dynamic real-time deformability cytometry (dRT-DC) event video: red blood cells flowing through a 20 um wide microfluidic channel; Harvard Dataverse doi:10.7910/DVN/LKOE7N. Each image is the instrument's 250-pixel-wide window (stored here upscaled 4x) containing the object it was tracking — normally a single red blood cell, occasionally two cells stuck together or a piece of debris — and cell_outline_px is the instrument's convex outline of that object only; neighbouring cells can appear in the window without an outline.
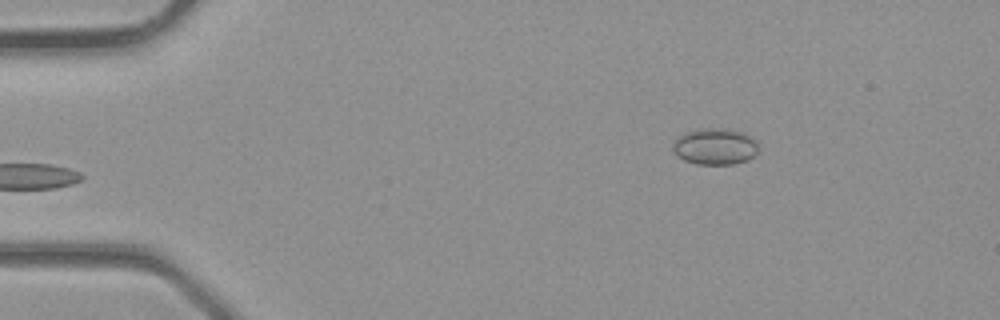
{"species": "common noctule bat (a hibernating species)", "species_latin": "Nyctalus noctula", "temperature_condition": "room temperature", "stored_images_in_passage": 3, "camera_frame_rate_fps": 3000, "um_per_image_px": 0.085, "animal": {"sex": "male", "body_mass_g": 23.1, "forearm_length_mm": 52.7}, "frame": {"image": 1, "passage_image": 3, "time_ms": 0.667, "image_size_px": [1000, 320], "cell_outline_px": [[756, 152], [748, 160], [732, 164], [696, 164], [684, 160], [676, 156], [672, 152], [672, 144], [680, 136], [688, 132], [704, 128], [712, 128], [744, 132], [752, 136], [756, 140]], "centroid_in_image_um": [60.75, 12.47], "position_along_channel_um": 24.2, "area_um2": 17.98}}